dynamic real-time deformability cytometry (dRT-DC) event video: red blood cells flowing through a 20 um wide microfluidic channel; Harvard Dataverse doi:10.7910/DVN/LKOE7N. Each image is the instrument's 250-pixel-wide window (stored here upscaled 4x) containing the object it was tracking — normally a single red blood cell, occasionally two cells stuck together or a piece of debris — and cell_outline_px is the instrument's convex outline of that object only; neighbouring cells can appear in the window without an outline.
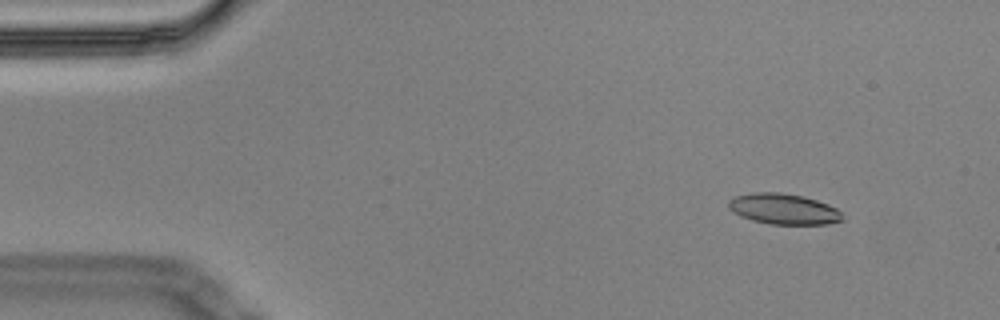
{"species": "Egyptian fruit bat (a non-hibernating species)", "species_latin": "Rousettus aegyptiacus", "temperature_condition": "cold", "stored_images_in_passage": 4, "camera_frame_rate_fps": 3000, "um_per_image_px": 0.085, "animal": {"sex": "male"}, "frame": {"image": 1, "passage_image": 2, "time_ms": 0.333, "image_size_px": [1000, 320], "cell_outline_px": [[844, 220], [824, 224], [768, 224], [752, 220], [740, 216], [728, 208], [728, 200], [732, 196], [752, 192], [780, 192], [804, 196], [828, 204], [836, 208], [840, 212]], "centroid_in_image_um": [66.56, 17.75], "position_along_channel_um": 18.4, "area_um2": 20.52}}